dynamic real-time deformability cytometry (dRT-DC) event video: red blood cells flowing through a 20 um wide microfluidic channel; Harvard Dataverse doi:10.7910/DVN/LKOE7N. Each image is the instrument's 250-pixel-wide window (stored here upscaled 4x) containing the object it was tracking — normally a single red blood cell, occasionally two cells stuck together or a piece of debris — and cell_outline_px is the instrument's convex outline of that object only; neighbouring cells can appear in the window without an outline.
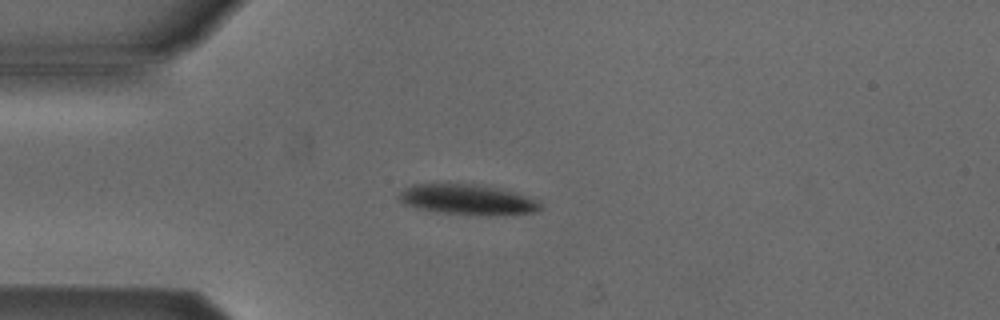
{"species": "Egyptian fruit bat (a non-hibernating species)", "species_latin": "Rousettus aegyptiacus", "temperature_condition": "cold", "stored_images_in_passage": 40, "camera_frame_rate_fps": 3000, "um_per_image_px": 0.085, "animal": {"sex": "male"}, "frame": {"image": 1, "passage_image": 1, "time_ms": 0.0, "image_size_px": [1000, 320], "cell_outline_px": [[544, 208], [540, 212], [488, 216], [480, 216], [440, 212], [400, 204], [396, 200], [396, 196], [404, 188], [412, 184], [476, 184], [500, 188], [532, 196], [540, 200], [544, 204]], "centroid_in_image_um": [39.82, 16.97], "position_along_channel_um": 45.2, "area_um2": 25.89}}
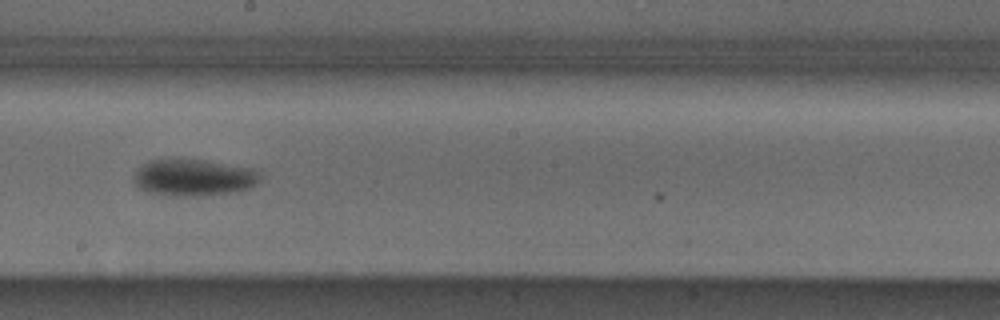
{"frame": {"image": 2, "passage_image": 17, "time_ms": 5.333, "image_size_px": [1000, 320], "cell_outline_px": [[260, 180], [256, 184], [248, 188], [236, 192], [200, 196], [176, 196], [144, 192], [136, 188], [132, 184], [132, 176], [148, 160], [164, 156], [172, 156], [260, 168]], "centroid_in_image_um": [16.41, 15.06], "position_along_channel_um": 231.8, "area_um2": 28.44}}
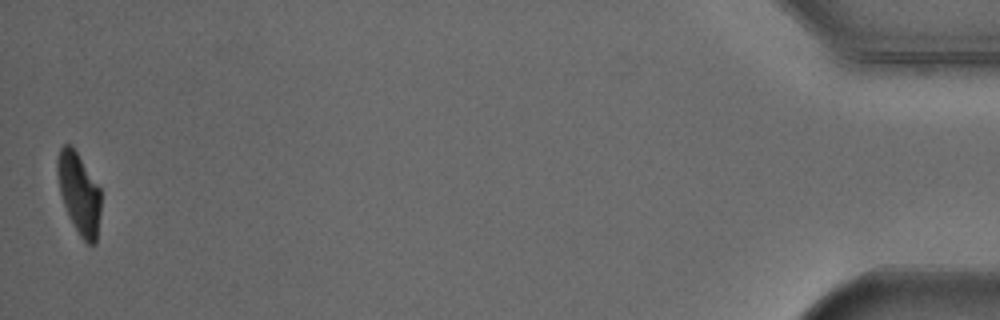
{"frame": {"image": 3, "passage_image": 40, "time_ms": 13.0, "image_size_px": [1000, 320], "cell_outline_px": [[100, 216], [96, 244], [88, 244], [80, 236], [68, 216], [60, 192], [56, 172], [56, 160], [60, 148], [64, 144], [72, 144], [100, 188]], "centroid_in_image_um": [6.71, 16.41], "position_along_channel_um": 428.5, "area_um2": 20.69}, "authors_computed_cell_mechanics": {"area_um2": 25.7788, "velocity_mm_per_s": 3.8466, "shape_relaxation_time_tau1_ms": 2.0778, "shape_relaxation_time_tau2_ms": null, "deformation_change_tau1": 0.1199, "deformation_change_tau2": null}}